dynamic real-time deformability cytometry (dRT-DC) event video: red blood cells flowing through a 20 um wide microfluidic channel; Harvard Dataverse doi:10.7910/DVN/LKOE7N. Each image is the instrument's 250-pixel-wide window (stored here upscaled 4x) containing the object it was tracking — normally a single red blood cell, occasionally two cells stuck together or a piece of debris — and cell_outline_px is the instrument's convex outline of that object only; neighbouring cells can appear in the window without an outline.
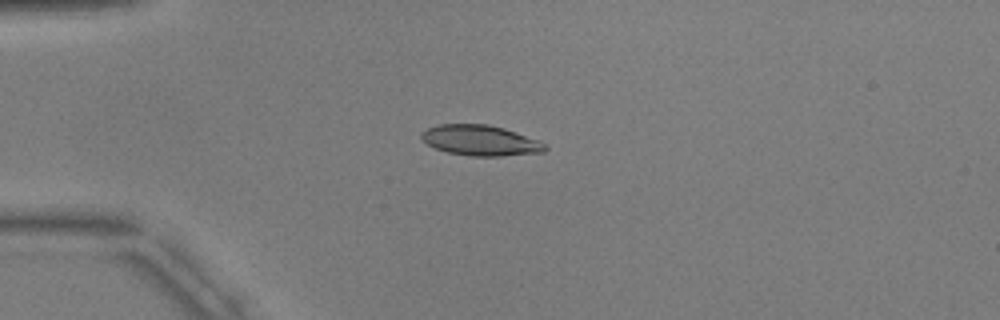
{"species": "common noctule bat (a hibernating species)", "species_latin": "Nyctalus noctula", "temperature_condition": "warm", "stored_images_in_passage": 5, "camera_frame_rate_fps": 3000, "um_per_image_px": 0.085, "animal": {"sex": "male", "body_mass_g": 17.9, "forearm_length_mm": 54.2}, "frame": {"image": 1, "passage_image": 4, "time_ms": 4.333, "image_size_px": [1000, 320], "cell_outline_px": [[548, 148], [544, 152], [500, 156], [472, 156], [448, 152], [436, 148], [420, 140], [420, 132], [428, 128], [440, 124], [488, 124], [504, 128], [540, 140], [548, 144]], "centroid_in_image_um": [40.86, 11.93], "position_along_channel_um": 44.1, "area_um2": 22.14}}